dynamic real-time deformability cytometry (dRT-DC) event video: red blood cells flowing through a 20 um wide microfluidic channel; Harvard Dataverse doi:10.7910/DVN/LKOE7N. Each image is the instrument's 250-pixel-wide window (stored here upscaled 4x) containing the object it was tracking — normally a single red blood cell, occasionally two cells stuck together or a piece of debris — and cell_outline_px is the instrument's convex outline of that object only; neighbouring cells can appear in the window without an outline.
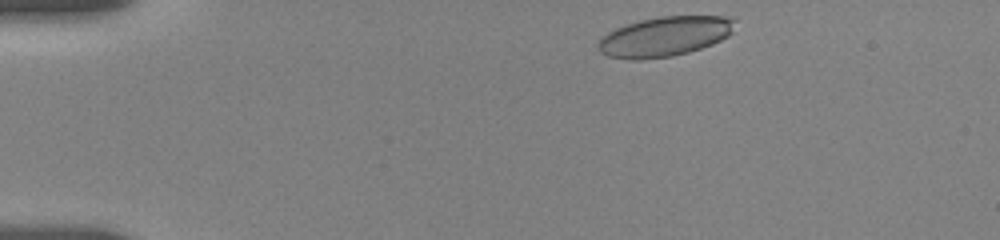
{"species": "human", "species_latin": "Homo sapiens", "temperature_condition": "room temperature", "stored_images_in_passage": 59, "camera_frame_rate_fps": 3000, "um_per_image_px": 0.085, "donor": {"sex": "female"}, "frame": {"image": 1, "passage_image": 1, "time_ms": 0.0, "image_size_px": [1000, 240], "cell_outline_px": [[736, 20], [732, 32], [728, 36], [712, 44], [688, 52], [672, 56], [640, 60], [632, 60], [608, 56], [600, 52], [596, 48], [600, 36], [616, 28], [640, 20], [660, 16], [724, 16]], "centroid_in_image_um": [56.46, 3.1], "position_along_channel_um": 28.5, "area_um2": 31.79}}
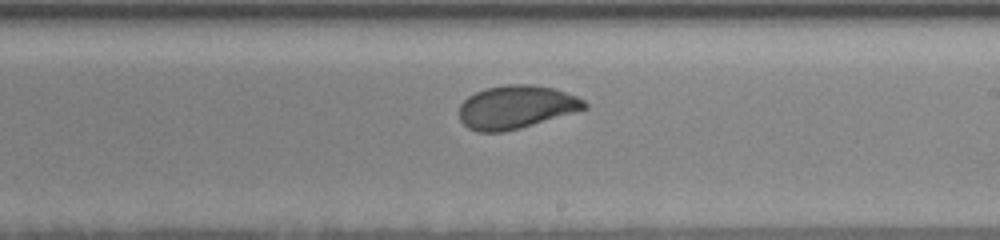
{"frame": {"image": 2, "passage_image": 30, "time_ms": 8.0, "image_size_px": [1000, 240], "cell_outline_px": [[588, 108], [520, 128], [504, 132], [476, 132], [468, 128], [460, 120], [460, 104], [468, 96], [484, 88], [504, 84], [532, 84], [556, 88], [576, 96], [584, 100], [588, 104]], "centroid_in_image_um": [43.87, 9.09], "position_along_channel_um": 245.1, "area_um2": 31.73}}
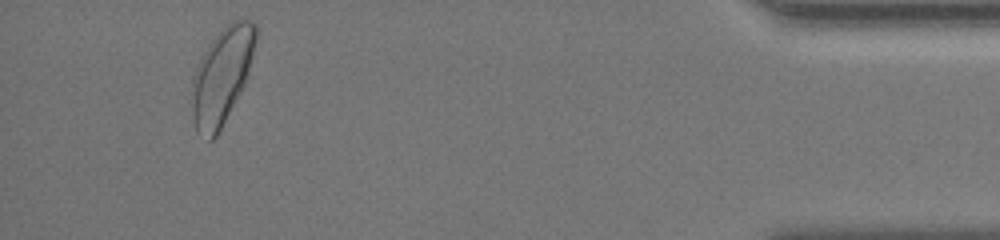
{"frame": {"image": 3, "passage_image": 54, "time_ms": 14.333, "image_size_px": [1000, 240], "cell_outline_px": [[256, 40], [244, 84], [240, 92], [216, 136], [212, 140], [208, 140], [196, 132], [192, 116], [192, 76], [200, 56], [208, 44], [224, 24], [232, 20], [252, 20], [256, 24]], "centroid_in_image_um": [18.82, 6.41], "position_along_channel_um": 416.4, "area_um2": 35.66}, "authors_computed_cell_mechanics": {"area_um2": 32.0212, "velocity_mm_per_s": 3.6185, "shape_relaxation_time_tau1_ms": 3.4285, "shape_relaxation_time_tau2_ms": 1.1174, "deformation_change_tau1": 0.1233, "deformation_change_tau2": 0.0613}}